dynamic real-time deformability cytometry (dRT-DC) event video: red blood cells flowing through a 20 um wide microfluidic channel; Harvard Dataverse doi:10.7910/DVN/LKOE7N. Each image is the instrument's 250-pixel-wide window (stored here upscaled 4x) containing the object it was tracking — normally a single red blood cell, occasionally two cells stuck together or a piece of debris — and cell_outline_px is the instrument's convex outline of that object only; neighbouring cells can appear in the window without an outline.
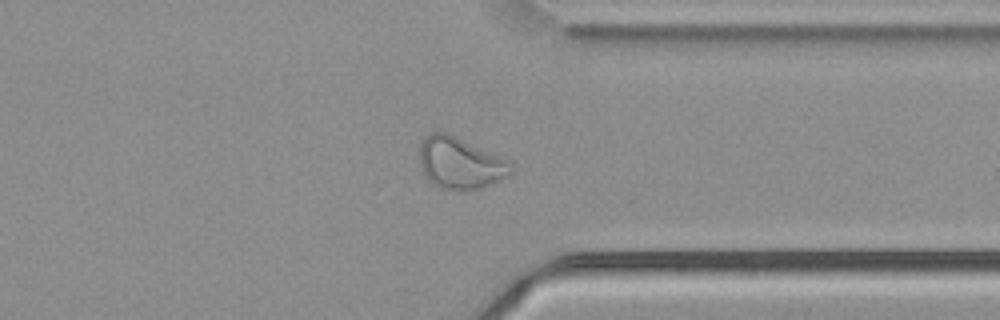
{"species": "common noctule bat (a hibernating species)", "species_latin": "Nyctalus noctula", "temperature_condition": "cold", "stored_images_in_passage": 47, "camera_frame_rate_fps": 3000, "um_per_image_px": 0.085, "animal": {"sex": "male", "body_mass_g": 21.5, "forearm_length_mm": 52.0}, "frame": {"image": 1, "passage_image": 35, "time_ms": 11.333, "image_size_px": [1000, 320], "cell_outline_px": [[512, 176], [484, 188], [460, 192], [440, 188], [432, 184], [424, 176], [420, 164], [420, 144], [432, 132], [444, 132], [496, 156], [512, 164]], "centroid_in_image_um": [39.1, 13.95], "position_along_channel_um": 372.3, "area_um2": 27.28}}
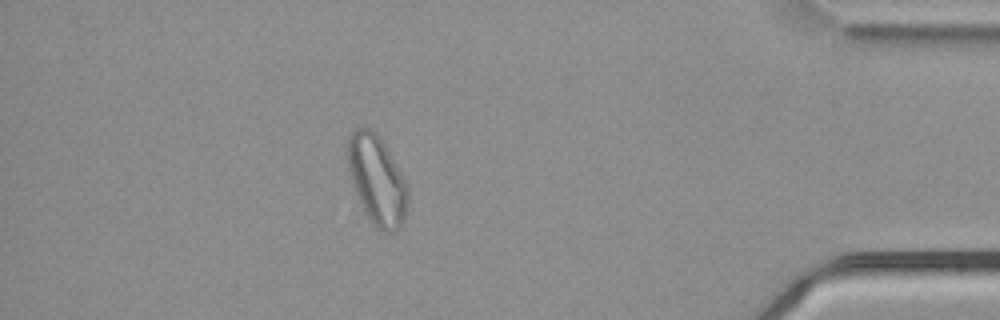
{"frame": {"image": 2, "passage_image": 41, "time_ms": 13.333, "image_size_px": [1000, 320], "cell_outline_px": [[408, 200], [404, 220], [392, 232], [384, 232], [376, 228], [372, 224], [364, 212], [352, 184], [344, 152], [344, 148], [348, 136], [356, 128], [368, 128], [376, 132], [384, 144], [408, 184]], "centroid_in_image_um": [31.99, 15.27], "position_along_channel_um": 403.2, "area_um2": 31.62}, "authors_computed_cell_mechanics": {"area_um2": 28.6688, "velocity_mm_per_s": 3.7013, "shape_relaxation_time_tau1_ms": null, "shape_relaxation_time_tau2_ms": 1.9387, "deformation_change_tau1": null, "deformation_change_tau2": 0.077}}